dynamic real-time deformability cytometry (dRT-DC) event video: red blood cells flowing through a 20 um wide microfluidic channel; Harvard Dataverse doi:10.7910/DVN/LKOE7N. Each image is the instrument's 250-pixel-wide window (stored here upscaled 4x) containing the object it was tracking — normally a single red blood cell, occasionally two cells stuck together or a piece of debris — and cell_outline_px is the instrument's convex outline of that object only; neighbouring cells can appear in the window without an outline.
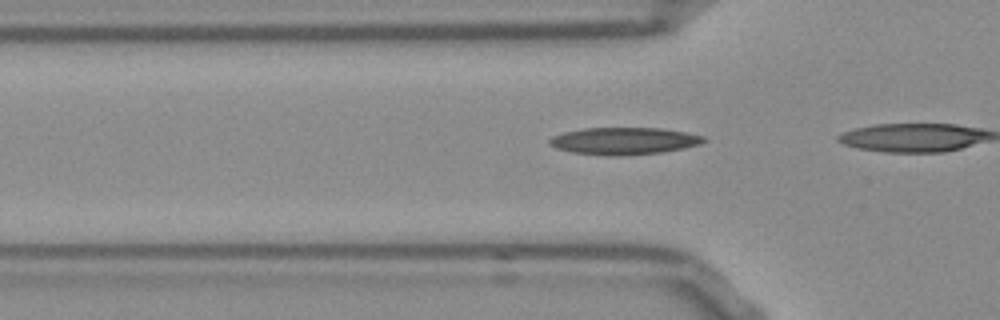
{"species": "Egyptian fruit bat (a non-hibernating species)", "species_latin": "Rousettus aegyptiacus", "temperature_condition": "room temperature", "stored_images_in_passage": 16, "camera_frame_rate_fps": 3000, "um_per_image_px": 0.085, "frame": {"image": 1, "passage_image": 13, "time_ms": 4.0, "image_size_px": [1000, 320], "cell_outline_px": [[708, 140], [700, 144], [684, 148], [660, 152], [616, 156], [612, 156], [572, 152], [556, 148], [548, 144], [548, 140], [552, 136], [564, 132], [584, 128], [664, 128], [688, 132], [704, 136]], "centroid_in_image_um": [53.06, 11.97], "position_along_channel_um": 72.7, "area_um2": 24.45}}